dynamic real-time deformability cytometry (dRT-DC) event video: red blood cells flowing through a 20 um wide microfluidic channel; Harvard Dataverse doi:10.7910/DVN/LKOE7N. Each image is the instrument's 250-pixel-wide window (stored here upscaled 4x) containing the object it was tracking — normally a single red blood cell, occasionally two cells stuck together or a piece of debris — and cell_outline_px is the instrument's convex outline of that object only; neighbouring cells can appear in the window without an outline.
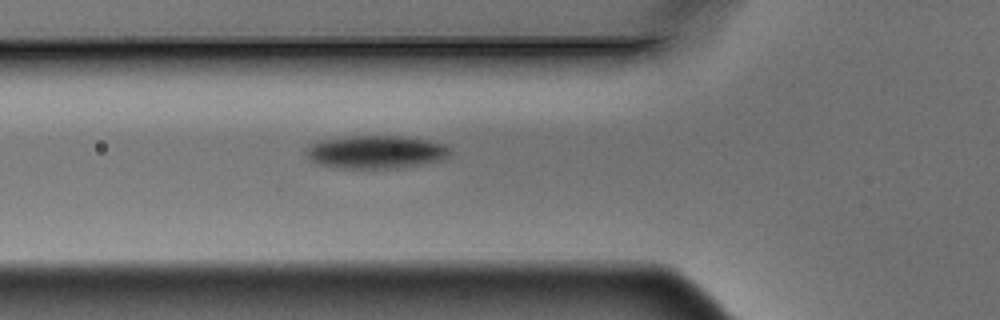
{"species": "Egyptian fruit bat (a non-hibernating species)", "species_latin": "Rousettus aegyptiacus", "temperature_condition": "warm", "stored_images_in_passage": 3, "camera_frame_rate_fps": 3000, "um_per_image_px": 0.085, "animal": {"sex": "male"}, "frame": {"image": 1, "passage_image": 3, "time_ms": 0.667, "image_size_px": [1000, 320], "cell_outline_px": [[452, 152], [448, 160], [400, 168], [336, 168], [316, 164], [304, 152], [308, 144], [320, 140], [344, 136], [400, 136], [428, 140], [444, 144]], "centroid_in_image_um": [31.97, 12.93], "position_along_channel_um": 93.8, "area_um2": 28.32}}